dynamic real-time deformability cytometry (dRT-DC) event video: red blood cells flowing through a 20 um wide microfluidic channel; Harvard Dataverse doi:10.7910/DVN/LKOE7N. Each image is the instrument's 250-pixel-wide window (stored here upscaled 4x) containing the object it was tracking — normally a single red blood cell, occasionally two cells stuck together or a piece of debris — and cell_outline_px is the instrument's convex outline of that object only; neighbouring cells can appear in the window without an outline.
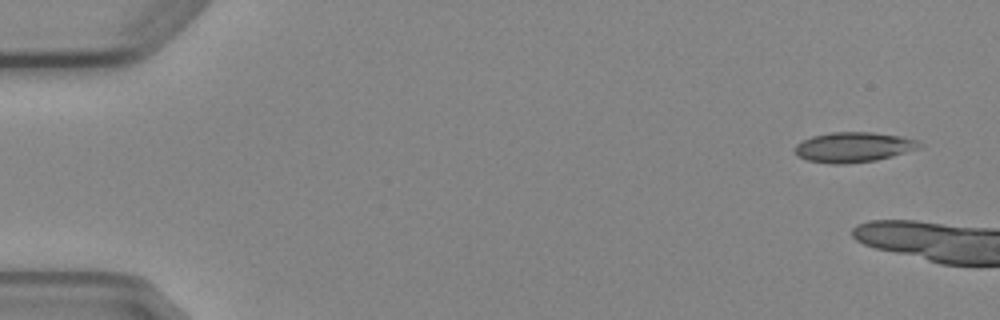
{"species": "Egyptian fruit bat (a non-hibernating species)", "species_latin": "Rousettus aegyptiacus", "temperature_condition": "cold", "stored_images_in_passage": 3, "camera_frame_rate_fps": 3000, "um_per_image_px": 0.085, "animal": {"sex": "female"}, "frame": {"image": 1, "passage_image": 1, "time_ms": 0.0, "image_size_px": [1000, 320], "cell_outline_px": [[924, 144], [916, 148], [892, 156], [876, 160], [844, 164], [832, 164], [808, 160], [796, 156], [796, 144], [812, 136], [832, 132], [872, 132], [900, 136], [920, 140]], "centroid_in_image_um": [72.55, 12.5], "position_along_channel_um": 12.5, "area_um2": 21.68}}